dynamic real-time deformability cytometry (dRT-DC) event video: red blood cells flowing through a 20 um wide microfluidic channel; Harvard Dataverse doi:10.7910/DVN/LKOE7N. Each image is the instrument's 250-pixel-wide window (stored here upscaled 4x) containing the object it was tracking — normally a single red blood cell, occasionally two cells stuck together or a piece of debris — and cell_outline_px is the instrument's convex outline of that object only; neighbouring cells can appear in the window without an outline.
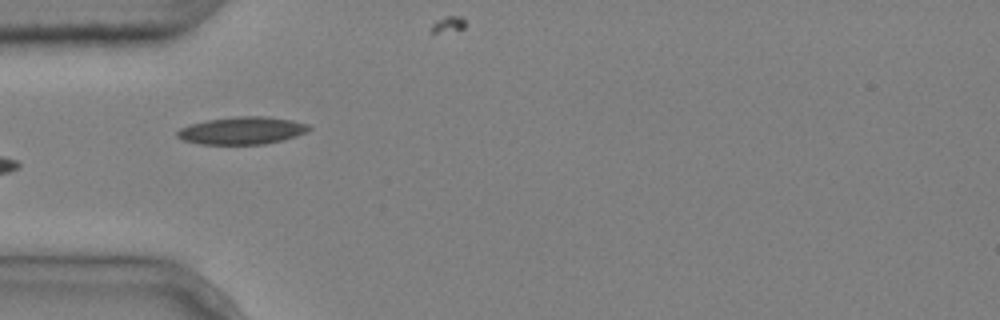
{"species": "common noctule bat (a hibernating species)", "species_latin": "Nyctalus noctula", "temperature_condition": "cold", "stored_images_in_passage": 5, "camera_frame_rate_fps": 3000, "um_per_image_px": 0.085, "animal": {"sex": "male", "body_mass_g": 20.4}, "frame": {"image": 1, "passage_image": 5, "time_ms": 1.333, "image_size_px": [1000, 320], "cell_outline_px": [[312, 128], [308, 132], [296, 136], [264, 144], [200, 144], [184, 140], [176, 136], [176, 132], [180, 128], [192, 124], [208, 120], [236, 116], [268, 116], [292, 120], [308, 124]], "centroid_in_image_um": [20.6, 11.09], "position_along_channel_um": 64.4, "area_um2": 21.04}}